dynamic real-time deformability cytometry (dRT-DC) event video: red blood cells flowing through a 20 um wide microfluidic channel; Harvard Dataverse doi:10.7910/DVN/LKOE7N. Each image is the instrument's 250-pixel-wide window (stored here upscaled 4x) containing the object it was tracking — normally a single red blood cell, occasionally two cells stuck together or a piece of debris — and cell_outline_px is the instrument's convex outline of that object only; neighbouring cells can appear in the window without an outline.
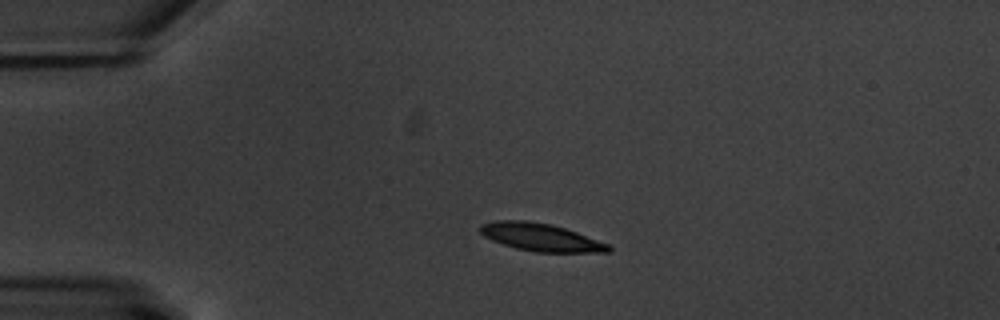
{"species": "common noctule bat (a hibernating species)", "species_latin": "Nyctalus noctula", "temperature_condition": "warm", "stored_images_in_passage": 4, "camera_frame_rate_fps": 3000, "um_per_image_px": 0.085, "animal": {"sex": "male", "body_mass_g": 20.1, "forearm_length_mm": 53.5}, "frame": {"image": 1, "passage_image": 3, "time_ms": 2.333, "image_size_px": [1000, 320], "cell_outline_px": [[612, 252], [536, 252], [516, 248], [492, 240], [484, 236], [480, 232], [480, 224], [496, 220], [524, 220], [552, 224], [576, 232], [608, 244], [612, 248]], "centroid_in_image_um": [45.95, 20.16], "position_along_channel_um": 39.0, "area_um2": 20.58}}